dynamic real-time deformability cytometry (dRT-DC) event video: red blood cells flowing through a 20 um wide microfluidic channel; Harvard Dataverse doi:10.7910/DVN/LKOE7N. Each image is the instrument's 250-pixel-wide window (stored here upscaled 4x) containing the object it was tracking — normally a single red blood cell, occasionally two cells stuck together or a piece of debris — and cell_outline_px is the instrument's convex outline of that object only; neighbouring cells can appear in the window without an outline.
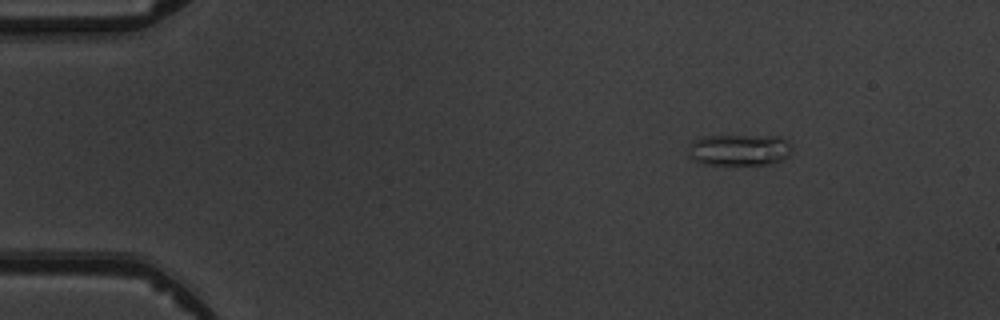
{"species": "common noctule bat (a hibernating species)", "species_latin": "Nyctalus noctula", "temperature_condition": "warm", "stored_images_in_passage": 4, "camera_frame_rate_fps": 3000, "um_per_image_px": 0.085, "animal": {"sex": "male", "body_mass_g": 19.5, "forearm_length_mm": 54.6}, "frame": {"image": 1, "passage_image": 1, "time_ms": 0.0, "image_size_px": [1000, 320], "cell_outline_px": [[792, 148], [788, 156], [780, 160], [768, 164], [704, 164], [688, 156], [688, 144], [704, 136], [780, 136], [788, 140]], "centroid_in_image_um": [62.84, 12.73], "position_along_channel_um": 22.2, "area_um2": 18.9}}